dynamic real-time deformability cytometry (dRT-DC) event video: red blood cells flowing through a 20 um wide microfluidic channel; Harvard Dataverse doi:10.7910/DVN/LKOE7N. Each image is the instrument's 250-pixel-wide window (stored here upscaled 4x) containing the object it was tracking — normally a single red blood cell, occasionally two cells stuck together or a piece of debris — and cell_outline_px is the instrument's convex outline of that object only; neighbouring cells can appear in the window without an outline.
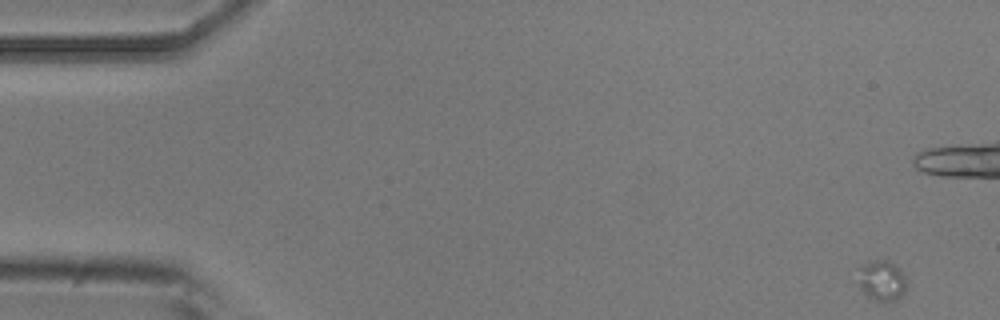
{"species": "common noctule bat (a hibernating species)", "species_latin": "Nyctalus noctula", "temperature_condition": "room temperature", "stored_images_in_passage": 53, "camera_frame_rate_fps": 3000, "um_per_image_px": 0.085, "animal": {"sex": "male", "body_mass_g": 20.5, "forearm_length_mm": 52.5}, "frame": {"image": 1, "passage_image": 1, "time_ms": 0.0, "image_size_px": [1000, 320], "cell_outline_px": [[908, 284], [904, 292], [896, 300], [884, 304], [872, 300], [856, 284], [860, 268], [864, 264], [872, 260], [888, 260], [900, 268]], "centroid_in_image_um": [74.95, 23.89], "position_along_channel_um": 10.0, "area_um2": 11.85}}